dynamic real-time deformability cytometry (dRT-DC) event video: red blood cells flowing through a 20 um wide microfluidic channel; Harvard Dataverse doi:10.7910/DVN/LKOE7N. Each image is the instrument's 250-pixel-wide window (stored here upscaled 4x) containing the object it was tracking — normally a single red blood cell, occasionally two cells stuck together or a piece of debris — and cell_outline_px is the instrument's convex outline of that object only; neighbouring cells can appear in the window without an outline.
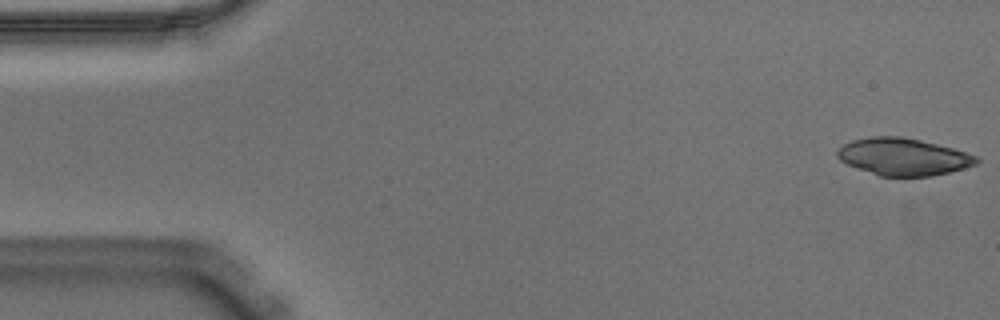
{"species": "Egyptian fruit bat (a non-hibernating species)", "species_latin": "Rousettus aegyptiacus", "temperature_condition": "warm", "stored_images_in_passage": 53, "camera_frame_rate_fps": 3000, "um_per_image_px": 0.085, "animal": {"sex": "male"}, "frame": {"image": 1, "passage_image": 1, "time_ms": 0.0, "image_size_px": [1000, 320], "cell_outline_px": [[980, 160], [976, 164], [964, 168], [932, 176], [880, 176], [848, 164], [840, 160], [836, 156], [836, 152], [844, 144], [852, 140], [872, 136], [900, 136], [920, 140], [952, 148], [976, 156]], "centroid_in_image_um": [76.76, 13.32], "position_along_channel_um": 8.2, "area_um2": 29.82}}
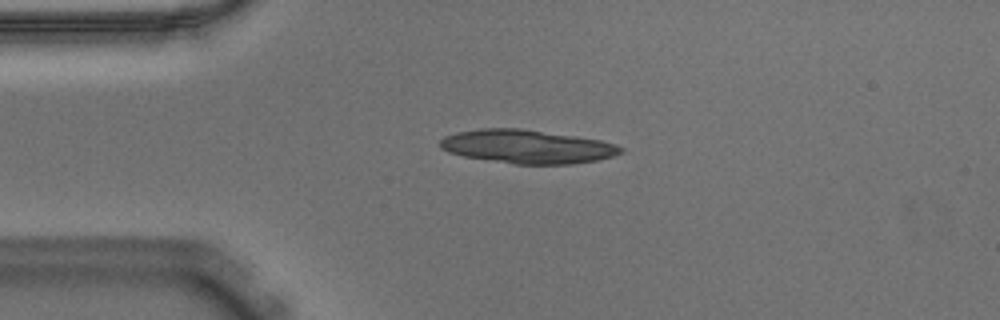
{"frame": {"image": 2, "passage_image": 12, "time_ms": 3.667, "image_size_px": [1000, 320], "cell_outline_px": [[624, 152], [612, 156], [596, 160], [572, 164], [516, 164], [464, 156], [448, 152], [440, 148], [440, 140], [444, 136], [456, 132], [480, 128], [520, 128], [576, 136], [600, 140], [616, 144], [624, 148]], "centroid_in_image_um": [44.81, 12.45], "position_along_channel_um": 40.2, "area_um2": 35.32}, "authors_computed_cell_mechanics": {"area_um2": 29.8826, "velocity_mm_per_s": 3.6583, "shape_relaxation_time_tau1_ms": 10.0582, "shape_relaxation_time_tau2_ms": 3.2758, "deformation_change_tau1": 0.2342, "deformation_change_tau2": 0.1227}}